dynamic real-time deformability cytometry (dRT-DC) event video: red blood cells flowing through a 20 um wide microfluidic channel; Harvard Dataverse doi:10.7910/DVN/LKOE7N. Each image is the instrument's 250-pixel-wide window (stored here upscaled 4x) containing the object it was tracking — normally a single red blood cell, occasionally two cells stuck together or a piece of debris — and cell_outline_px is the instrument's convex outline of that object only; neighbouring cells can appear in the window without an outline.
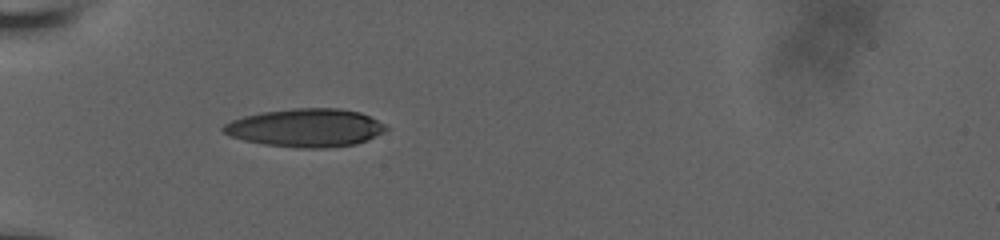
{"species": "human", "species_latin": "Homo sapiens", "temperature_condition": "room temperature", "stored_images_in_passage": 30, "camera_frame_rate_fps": 3000, "um_per_image_px": 0.085, "donor": {"sex": "male"}, "frame": {"image": 1, "passage_image": 1, "time_ms": 0.0, "image_size_px": [1000, 240], "cell_outline_px": [[388, 128], [384, 132], [368, 140], [356, 144], [328, 148], [300, 148], [264, 144], [244, 140], [232, 136], [224, 132], [220, 128], [224, 124], [232, 120], [244, 116], [260, 112], [292, 108], [340, 108], [360, 112], [384, 124]], "centroid_in_image_um": [25.99, 10.86], "position_along_channel_um": 59.0, "area_um2": 36.24}}
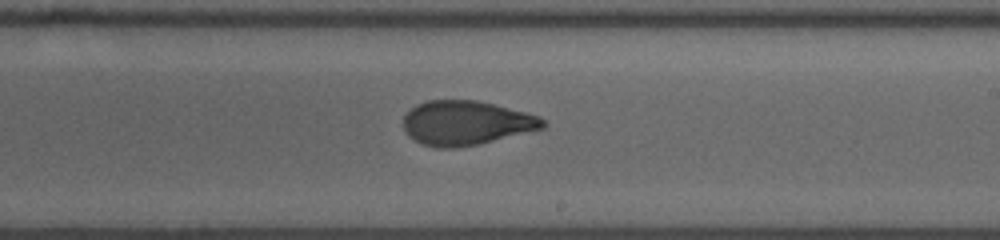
{"frame": {"image": 2, "passage_image": 17, "time_ms": 5.333, "image_size_px": [1000, 240], "cell_outline_px": [[548, 124], [544, 128], [476, 144], [456, 148], [436, 148], [424, 144], [408, 136], [404, 132], [404, 116], [416, 104], [428, 100], [476, 100], [540, 116]], "centroid_in_image_um": [39.6, 10.45], "position_along_channel_um": 249.4, "area_um2": 35.72}}
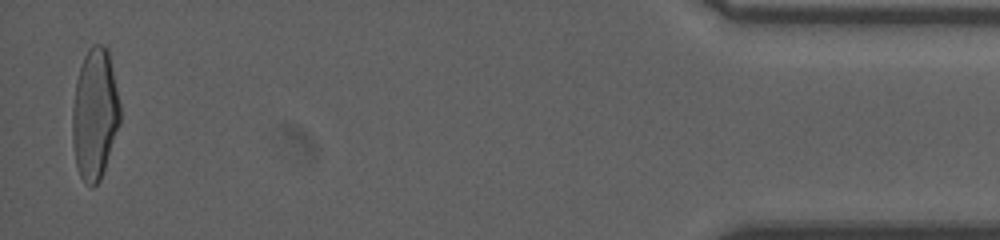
{"frame": {"image": 3, "passage_image": 30, "time_ms": 9.667, "image_size_px": [1000, 240], "cell_outline_px": [[120, 124], [100, 180], [92, 188], [80, 176], [76, 168], [72, 144], [72, 108], [76, 80], [84, 56], [88, 48], [92, 44], [100, 44], [108, 48], [120, 104]], "centroid_in_image_um": [8.05, 9.69], "position_along_channel_um": 427.2, "area_um2": 36.59}, "authors_computed_cell_mechanics": {"area_um2": 36.2695, "velocity_mm_per_s": 3.8307, "shape_relaxation_time_tau1_ms": 9.8679, "shape_relaxation_time_tau2_ms": 1.6225, "deformation_change_tau1": 0.3111, "deformation_change_tau2": 0.0822}}